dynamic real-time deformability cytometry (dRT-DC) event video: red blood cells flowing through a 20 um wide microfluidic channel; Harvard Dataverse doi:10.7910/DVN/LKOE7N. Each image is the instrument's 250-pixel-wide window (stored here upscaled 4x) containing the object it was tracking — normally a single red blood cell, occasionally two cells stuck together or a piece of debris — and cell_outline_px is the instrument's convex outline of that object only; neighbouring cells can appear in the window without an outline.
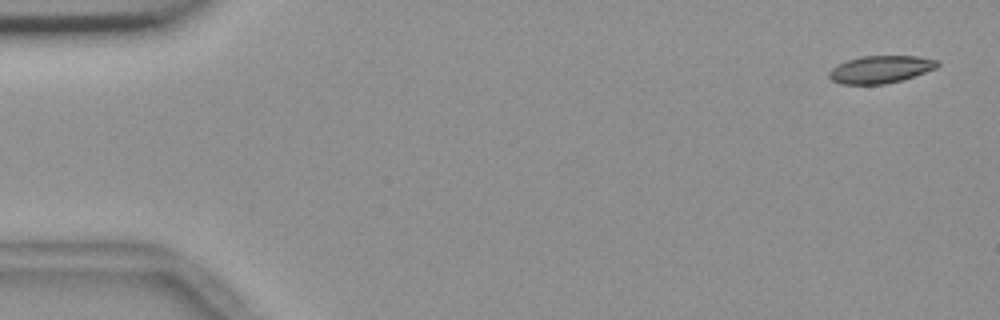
{"species": "common noctule bat (a hibernating species)", "species_latin": "Nyctalus noctula", "temperature_condition": "room temperature", "stored_images_in_passage": 6, "segment_of_instrument_passage": [1, 2], "camera_frame_rate_fps": 3000, "um_per_image_px": 0.085, "animal": {"sex": "female", "body_mass_g": 18.4}, "frame": {"image": 1, "passage_image": 1, "time_ms": 0.0, "image_size_px": [1000, 320], "cell_outline_px": [[940, 64], [936, 68], [900, 80], [884, 84], [840, 84], [832, 80], [828, 76], [828, 72], [836, 64], [860, 56], [916, 56], [936, 60]], "centroid_in_image_um": [74.79, 5.89], "position_along_channel_um": 10.2, "area_um2": 17.17}}
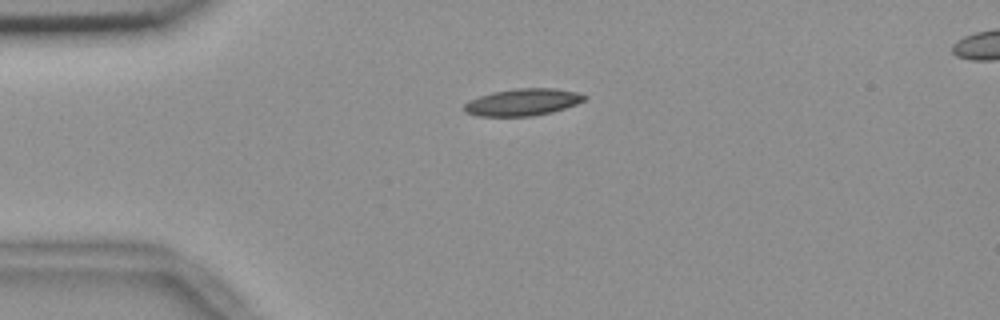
{"frame": {"image": 2, "passage_image": 4, "time_ms": 1.0, "image_size_px": [1000, 320], "cell_outline_px": [[588, 96], [584, 100], [576, 104], [552, 112], [532, 116], [476, 116], [464, 112], [464, 104], [468, 100], [492, 92], [516, 88], [556, 88], [576, 92]], "centroid_in_image_um": [44.4, 8.68], "position_along_channel_um": 40.6, "area_um2": 18.96}}